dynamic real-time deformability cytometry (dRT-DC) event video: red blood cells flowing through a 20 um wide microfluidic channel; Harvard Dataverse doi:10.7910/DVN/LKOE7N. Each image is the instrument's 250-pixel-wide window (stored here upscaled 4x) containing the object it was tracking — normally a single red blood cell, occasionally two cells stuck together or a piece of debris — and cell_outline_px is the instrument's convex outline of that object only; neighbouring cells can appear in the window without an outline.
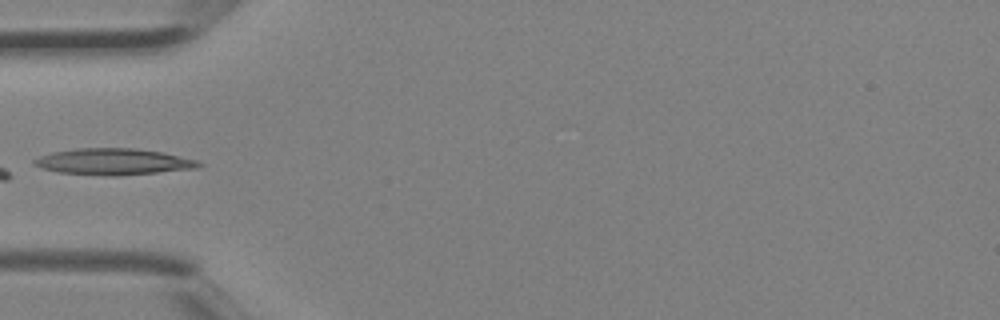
{"species": "Egyptian fruit bat (a non-hibernating species)", "species_latin": "Rousettus aegyptiacus", "temperature_condition": "room temperature", "stored_images_in_passage": 4, "camera_frame_rate_fps": 3000, "um_per_image_px": 0.085, "animal": {"sex": "female"}, "frame": {"image": 1, "passage_image": 4, "time_ms": 1.0, "image_size_px": [1000, 320], "cell_outline_px": [[204, 164], [196, 168], [116, 176], [112, 176], [56, 172], [40, 168], [32, 164], [32, 160], [40, 156], [52, 152], [76, 148], [136, 148], [164, 152], [200, 160]], "centroid_in_image_um": [9.64, 13.73], "position_along_channel_um": 75.4, "area_um2": 25.49}}